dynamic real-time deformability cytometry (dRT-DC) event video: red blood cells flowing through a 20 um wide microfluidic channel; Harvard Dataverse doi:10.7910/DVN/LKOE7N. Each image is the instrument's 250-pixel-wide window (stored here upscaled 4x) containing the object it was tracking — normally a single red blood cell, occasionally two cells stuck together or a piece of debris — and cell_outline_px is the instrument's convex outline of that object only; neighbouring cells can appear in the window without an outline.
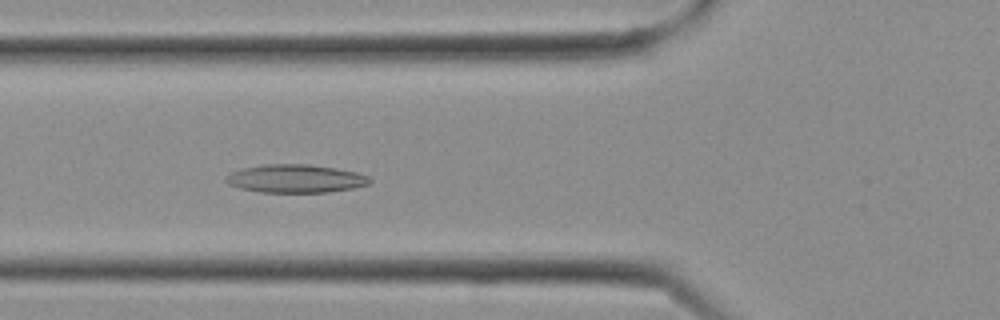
{"species": "Egyptian fruit bat (a non-hibernating species)", "species_latin": "Rousettus aegyptiacus", "temperature_condition": "cold", "stored_images_in_passage": 27, "camera_frame_rate_fps": 3000, "um_per_image_px": 0.085, "frame": {"image": 1, "passage_image": 9, "time_ms": 2.667, "image_size_px": [1000, 320], "cell_outline_px": [[372, 180], [368, 184], [352, 188], [328, 192], [260, 192], [240, 188], [228, 184], [224, 180], [232, 172], [244, 168], [264, 164], [308, 164], [356, 172], [368, 176]], "centroid_in_image_um": [25.11, 15.18], "position_along_channel_um": 100.7, "area_um2": 23.35}}
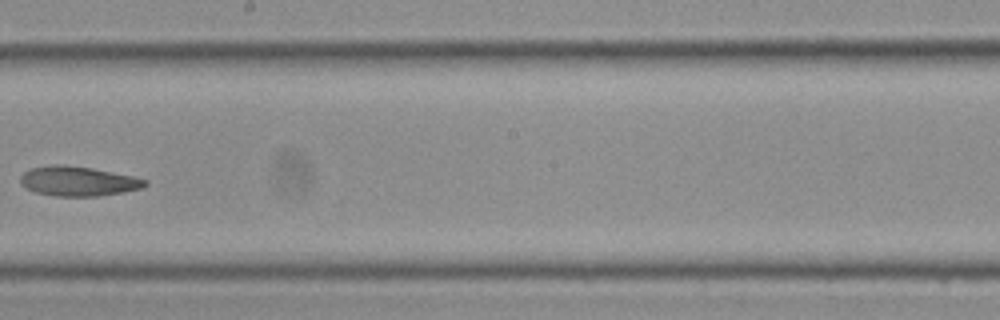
{"frame": {"image": 2, "passage_image": 15, "time_ms": 4.667, "image_size_px": [1000, 320], "cell_outline_px": [[148, 184], [144, 188], [96, 196], [56, 196], [36, 192], [20, 184], [20, 176], [24, 172], [32, 168], [56, 164], [60, 164], [92, 168], [132, 176], [148, 180]], "centroid_in_image_um": [6.65, 15.4], "position_along_channel_um": 241.6, "area_um2": 21.33}}
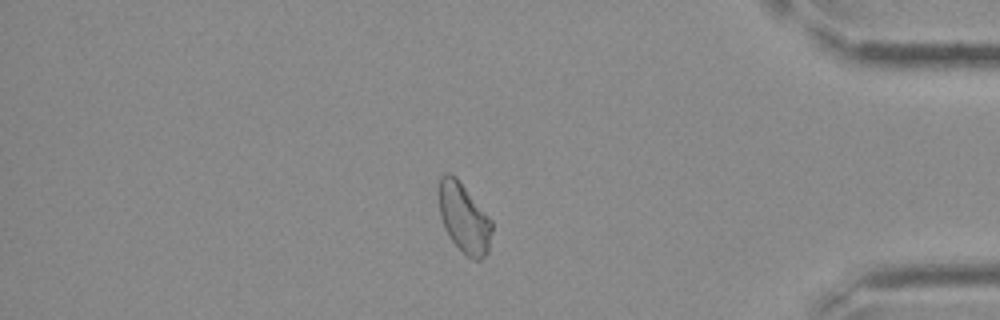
{"frame": {"image": 3, "passage_image": 23, "time_ms": 7.333, "image_size_px": [1000, 320], "cell_outline_px": [[492, 232], [488, 252], [480, 260], [476, 260], [468, 256], [448, 236], [444, 228], [440, 216], [440, 176], [444, 172], [448, 172], [456, 176], [492, 220]], "centroid_in_image_um": [39.45, 18.52], "position_along_channel_um": 395.7, "area_um2": 21.33}}